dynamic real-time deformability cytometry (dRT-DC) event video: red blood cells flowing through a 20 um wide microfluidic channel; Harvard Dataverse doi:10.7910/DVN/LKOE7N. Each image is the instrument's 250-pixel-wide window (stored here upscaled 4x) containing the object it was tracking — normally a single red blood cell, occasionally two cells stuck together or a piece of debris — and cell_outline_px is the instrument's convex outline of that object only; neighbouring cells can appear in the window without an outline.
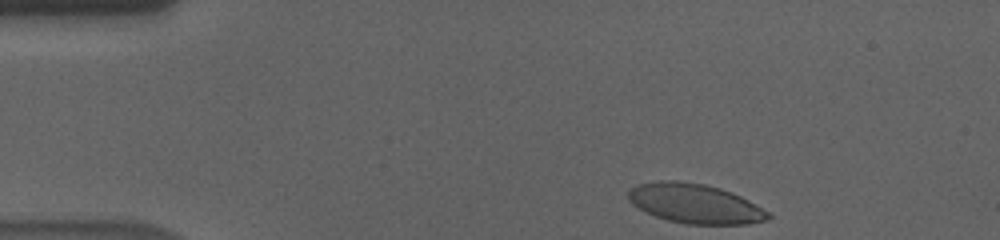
{"species": "human", "species_latin": "Homo sapiens", "temperature_condition": "cold", "stored_images_in_passage": 41, "camera_frame_rate_fps": 3000, "um_per_image_px": 0.085, "donor": {"sex": "male"}, "frame": {"image": 1, "passage_image": 1, "time_ms": 0.0, "image_size_px": [1000, 240], "cell_outline_px": [[772, 216], [768, 220], [748, 224], [684, 224], [668, 220], [656, 216], [632, 204], [628, 200], [628, 192], [636, 184], [656, 180], [676, 180], [704, 184], [720, 188], [732, 192], [772, 212]], "centroid_in_image_um": [59.11, 17.3], "position_along_channel_um": 25.9, "area_um2": 32.43}}
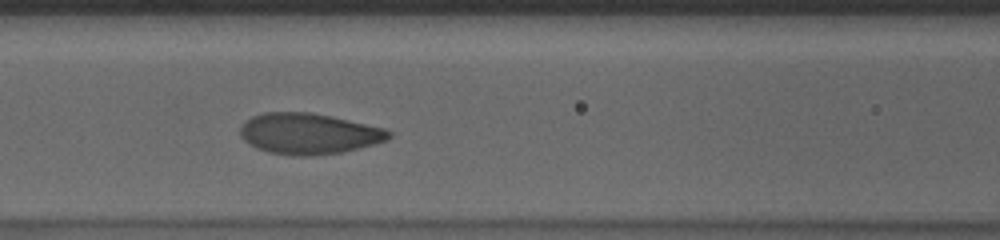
{"frame": {"image": 2, "passage_image": 17, "time_ms": 5.333, "image_size_px": [1000, 240], "cell_outline_px": [[392, 136], [388, 140], [376, 144], [340, 152], [312, 156], [292, 156], [268, 152], [256, 148], [248, 144], [240, 136], [240, 128], [252, 116], [264, 112], [308, 112], [332, 116], [384, 128], [392, 132]], "centroid_in_image_um": [26.25, 11.37], "position_along_channel_um": 140.4, "area_um2": 35.55}}
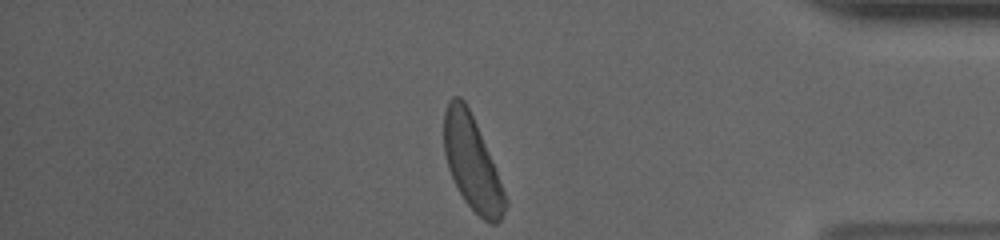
{"frame": {"image": 3, "passage_image": 41, "time_ms": 13.333, "image_size_px": [1000, 240], "cell_outline_px": [[508, 204], [500, 220], [496, 224], [492, 224], [484, 220], [464, 200], [448, 168], [444, 152], [444, 112], [448, 100], [452, 96], [460, 96], [464, 100], [476, 124], [508, 200]], "centroid_in_image_um": [40.11, 13.85], "position_along_channel_um": 395.1, "area_um2": 32.77}, "authors_computed_cell_mechanics": {"area_um2": 34.5644, "velocity_mm_per_s": 3.5408, "shape_relaxation_time_tau1_ms": 3.5978, "shape_relaxation_time_tau2_ms": null, "deformation_change_tau1": 0.1814, "deformation_change_tau2": null}}